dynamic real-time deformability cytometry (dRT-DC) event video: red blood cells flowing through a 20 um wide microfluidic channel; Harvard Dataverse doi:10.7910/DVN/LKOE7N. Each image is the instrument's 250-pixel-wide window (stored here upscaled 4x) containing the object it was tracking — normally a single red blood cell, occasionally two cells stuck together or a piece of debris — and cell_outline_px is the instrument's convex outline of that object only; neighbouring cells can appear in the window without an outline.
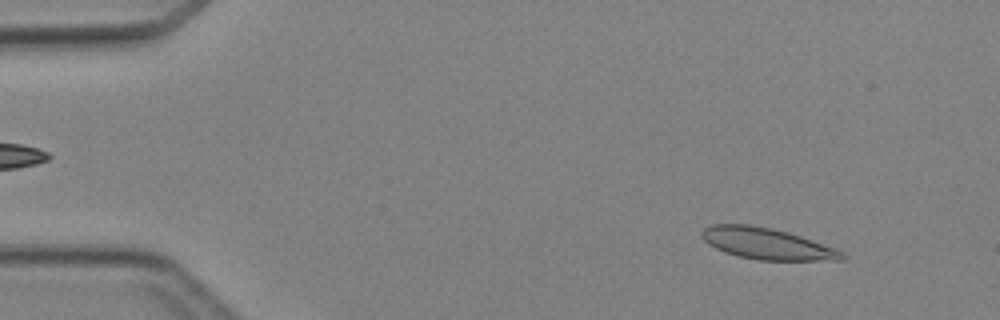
{"species": "Egyptian fruit bat (a non-hibernating species)", "species_latin": "Rousettus aegyptiacus", "temperature_condition": "cold", "stored_images_in_passage": 5, "camera_frame_rate_fps": 3000, "um_per_image_px": 0.085, "animal": {"sex": "female"}, "frame": {"image": 1, "passage_image": 2, "time_ms": 1.333, "image_size_px": [1000, 320], "cell_outline_px": [[848, 260], [756, 260], [724, 252], [708, 244], [700, 236], [700, 232], [704, 228], [712, 224], [748, 224], [772, 228], [788, 232], [836, 248], [844, 252], [848, 256]], "centroid_in_image_um": [65.21, 20.71], "position_along_channel_um": 19.8, "area_um2": 25.78}}
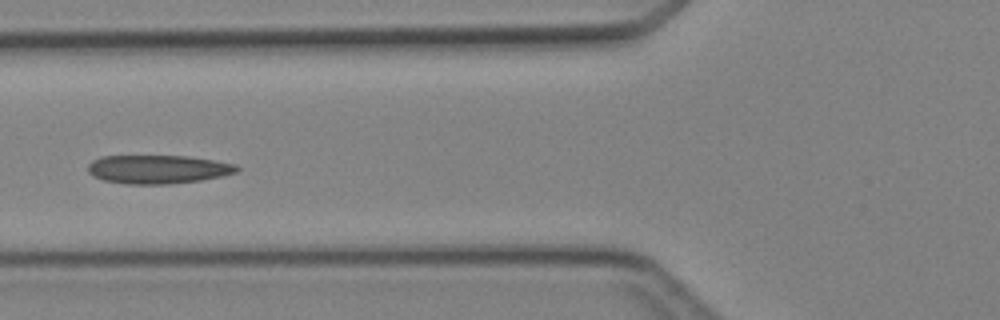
{"frame": {"image": 2, "passage_image": 5, "time_ms": 5.667, "image_size_px": [1000, 320], "cell_outline_px": [[240, 168], [236, 172], [224, 176], [200, 180], [168, 184], [128, 184], [104, 180], [92, 176], [88, 172], [88, 164], [92, 160], [100, 156], [188, 156], [236, 164]], "centroid_in_image_um": [13.41, 14.39], "position_along_channel_um": 112.4, "area_um2": 24.85}}